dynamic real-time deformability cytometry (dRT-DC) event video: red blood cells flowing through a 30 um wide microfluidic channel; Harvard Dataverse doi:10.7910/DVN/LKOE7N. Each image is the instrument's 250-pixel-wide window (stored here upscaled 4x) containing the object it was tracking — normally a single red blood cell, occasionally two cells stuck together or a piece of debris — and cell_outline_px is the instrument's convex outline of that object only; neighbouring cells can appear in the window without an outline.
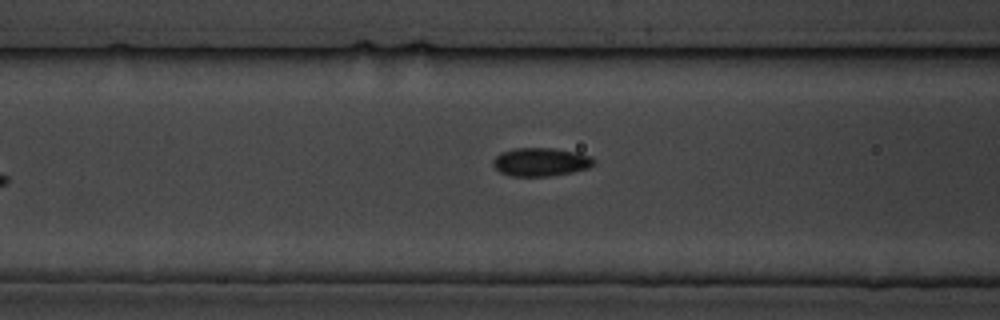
{"species": "common noctule bat (a hibernating species)", "species_latin": "Nyctalus noctula", "temperature_condition": "cold", "stored_images_in_passage": 11, "camera_frame_rate_fps": 3000, "um_per_image_px": 0.085, "animal": {"sex": "male", "body_mass_g": 19.5, "forearm_length_mm": 54.6}, "frame": {"image": 1, "passage_image": 8, "time_ms": 9.0, "image_size_px": [1000, 320], "cell_outline_px": [[596, 160], [588, 168], [572, 172], [552, 176], [512, 176], [500, 172], [492, 164], [492, 160], [500, 152], [516, 148], [552, 148], [576, 152], [588, 156]], "centroid_in_image_um": [45.93, 13.77], "position_along_channel_um": 120.7, "area_um2": 16.59}}